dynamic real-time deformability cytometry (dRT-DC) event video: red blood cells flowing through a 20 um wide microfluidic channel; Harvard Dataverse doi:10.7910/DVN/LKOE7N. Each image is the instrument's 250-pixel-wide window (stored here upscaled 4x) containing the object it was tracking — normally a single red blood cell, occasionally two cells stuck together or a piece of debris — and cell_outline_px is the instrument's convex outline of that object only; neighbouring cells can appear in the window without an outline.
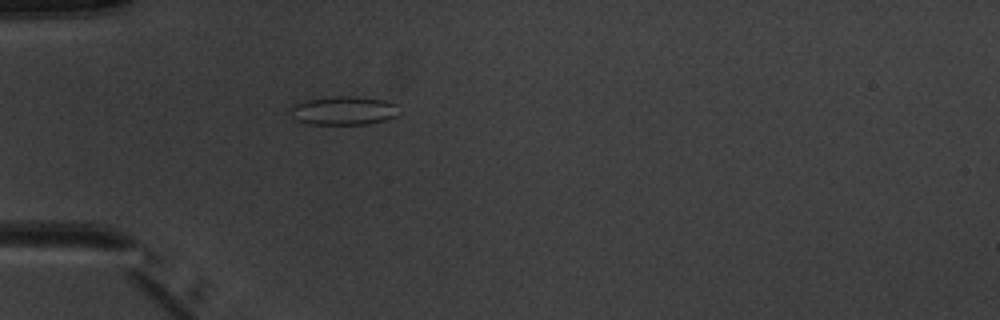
{"species": "common noctule bat (a hibernating species)", "species_latin": "Nyctalus noctula", "temperature_condition": "warm", "stored_images_in_passage": 2, "camera_frame_rate_fps": 3000, "um_per_image_px": 0.085, "animal": {"sex": "male", "body_mass_g": 20.1, "forearm_length_mm": 53.5}, "frame": {"image": 1, "passage_image": 2, "time_ms": 1.0, "image_size_px": [1000, 320], "cell_outline_px": [[396, 116], [384, 120], [368, 124], [308, 124], [296, 120], [292, 116], [288, 108], [296, 104], [308, 100], [336, 96], [356, 96], [384, 100], [396, 104]], "centroid_in_image_um": [29.17, 9.4], "position_along_channel_um": 55.8, "area_um2": 17.98}}